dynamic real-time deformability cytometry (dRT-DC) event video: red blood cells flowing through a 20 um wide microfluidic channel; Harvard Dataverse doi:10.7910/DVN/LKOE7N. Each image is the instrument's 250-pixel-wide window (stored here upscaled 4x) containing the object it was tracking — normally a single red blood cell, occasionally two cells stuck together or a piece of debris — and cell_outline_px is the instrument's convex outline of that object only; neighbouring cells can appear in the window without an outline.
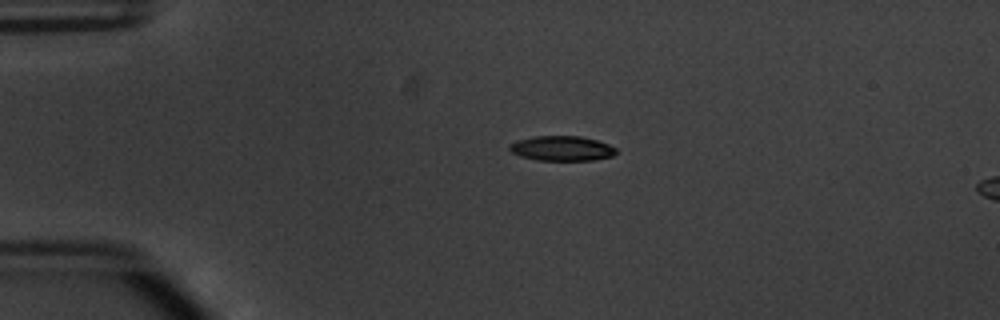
{"species": "common noctule bat (a hibernating species)", "species_latin": "Nyctalus noctula", "temperature_condition": "warm", "stored_images_in_passage": 17, "camera_frame_rate_fps": 3000, "um_per_image_px": 0.085, "animal": {"sex": "male", "body_mass_g": 20.1, "forearm_length_mm": 53.5}, "frame": {"image": 1, "passage_image": 12, "time_ms": 3.667, "image_size_px": [1000, 320], "cell_outline_px": [[616, 152], [612, 156], [592, 160], [536, 160], [520, 156], [512, 152], [508, 148], [516, 140], [532, 136], [580, 136], [596, 140], [608, 144], [616, 148]], "centroid_in_image_um": [47.74, 12.61], "position_along_channel_um": 37.3, "area_um2": 15.37}}